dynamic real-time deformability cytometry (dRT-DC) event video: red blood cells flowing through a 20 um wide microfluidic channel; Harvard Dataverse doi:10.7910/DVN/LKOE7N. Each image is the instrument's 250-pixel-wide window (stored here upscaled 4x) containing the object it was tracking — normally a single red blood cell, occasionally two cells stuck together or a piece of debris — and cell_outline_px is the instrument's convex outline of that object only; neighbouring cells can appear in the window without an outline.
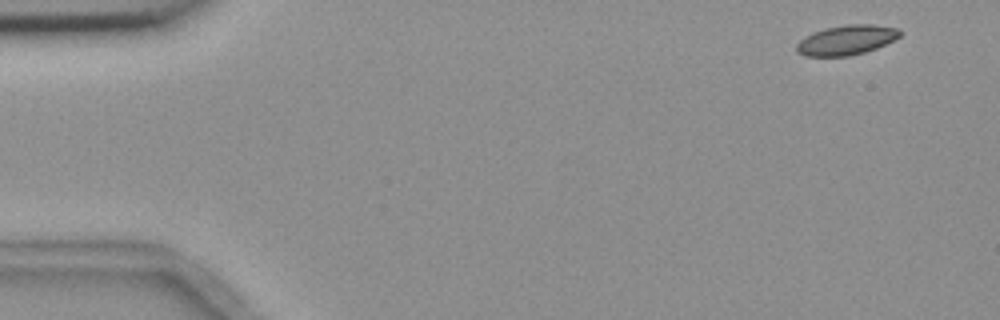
{"species": "common noctule bat (a hibernating species)", "species_latin": "Nyctalus noctula", "temperature_condition": "room temperature", "stored_images_in_passage": 4, "camera_frame_rate_fps": 3000, "um_per_image_px": 0.085, "animal": {"sex": "female", "body_mass_g": 18.4}, "frame": {"image": 1, "passage_image": 1, "time_ms": 0.0, "image_size_px": [1000, 320], "cell_outline_px": [[900, 36], [876, 48], [864, 52], [848, 56], [804, 56], [796, 52], [796, 44], [804, 36], [812, 32], [824, 28], [848, 24], [872, 24], [900, 28]], "centroid_in_image_um": [71.9, 3.39], "position_along_channel_um": 13.1, "area_um2": 17.98}}
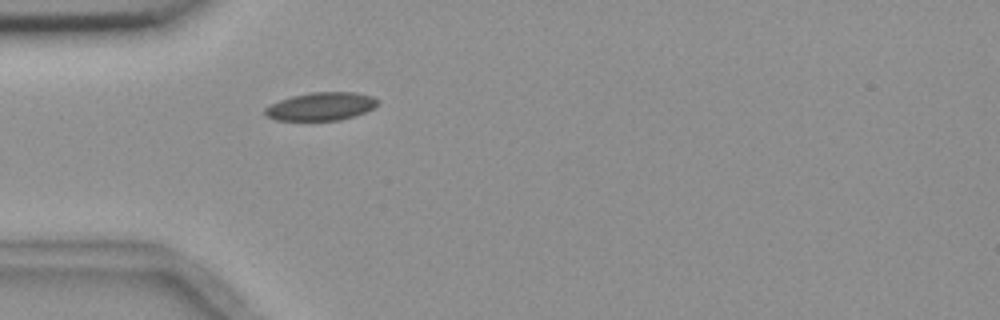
{"frame": {"image": 2, "passage_image": 4, "time_ms": 4.333, "image_size_px": [1000, 320], "cell_outline_px": [[380, 104], [356, 116], [340, 120], [276, 120], [264, 116], [264, 108], [280, 100], [292, 96], [312, 92], [356, 92], [372, 96], [380, 100]], "centroid_in_image_um": [27.31, 9.04], "position_along_channel_um": 57.7, "area_um2": 18.55}}